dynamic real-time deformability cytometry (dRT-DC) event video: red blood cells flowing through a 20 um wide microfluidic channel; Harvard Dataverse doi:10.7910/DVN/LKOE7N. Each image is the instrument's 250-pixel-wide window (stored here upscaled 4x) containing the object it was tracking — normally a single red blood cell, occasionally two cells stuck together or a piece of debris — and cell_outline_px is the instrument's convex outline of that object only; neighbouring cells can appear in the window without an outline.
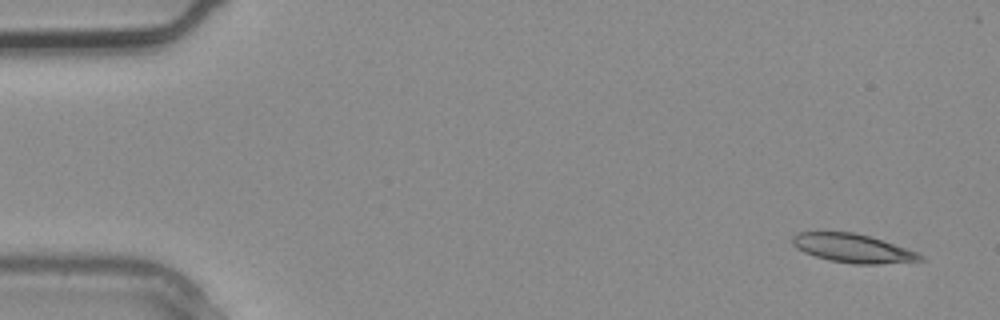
{"species": "common noctule bat (a hibernating species)", "species_latin": "Nyctalus noctula", "temperature_condition": "warm", "stored_images_in_passage": 4, "segment_of_instrument_passage": [1, 2], "camera_frame_rate_fps": 3000, "um_per_image_px": 0.085, "animal": {"sex": "male", "body_mass_g": 20.4}, "frame": {"image": 1, "passage_image": 1, "time_ms": 0.0, "image_size_px": [1000, 320], "cell_outline_px": [[924, 260], [876, 264], [852, 264], [828, 260], [804, 252], [796, 248], [792, 244], [792, 236], [796, 232], [852, 232], [868, 236], [916, 252], [924, 256]], "centroid_in_image_um": [72.42, 21.1], "position_along_channel_um": 12.6, "area_um2": 21.04}}
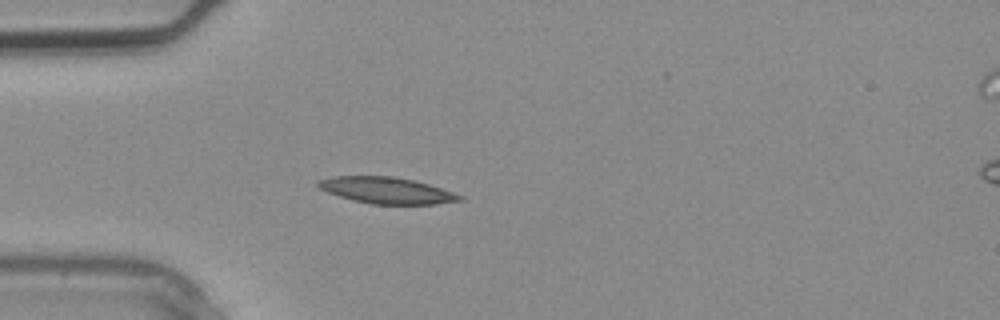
{"frame": {"image": 2, "passage_image": 3, "time_ms": 0.667, "image_size_px": [1000, 320], "cell_outline_px": [[464, 200], [436, 204], [372, 204], [352, 200], [328, 192], [320, 188], [316, 184], [320, 180], [332, 176], [392, 176], [412, 180], [428, 184], [464, 196]], "centroid_in_image_um": [32.88, 16.18], "position_along_channel_um": 52.1, "area_um2": 21.56}}